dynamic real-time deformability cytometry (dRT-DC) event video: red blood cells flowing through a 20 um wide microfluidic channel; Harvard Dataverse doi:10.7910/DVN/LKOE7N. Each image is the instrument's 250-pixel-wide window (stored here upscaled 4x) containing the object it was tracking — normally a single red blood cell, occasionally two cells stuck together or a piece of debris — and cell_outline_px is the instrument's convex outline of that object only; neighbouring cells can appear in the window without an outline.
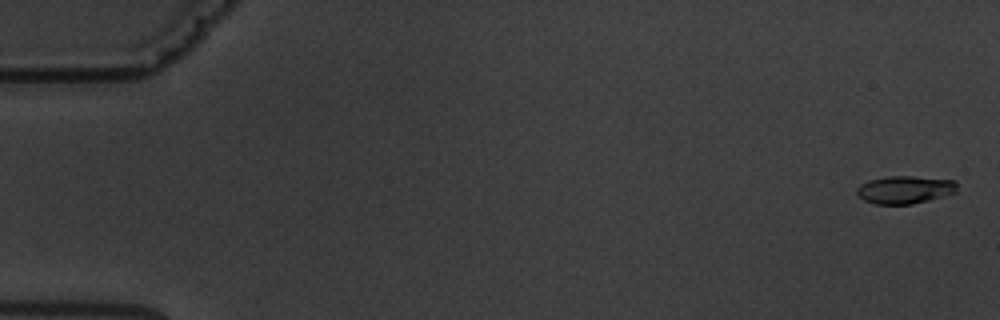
{"species": "common noctule bat (a hibernating species)", "species_latin": "Nyctalus noctula", "temperature_condition": "warm", "stored_images_in_passage": 5, "camera_frame_rate_fps": 3000, "um_per_image_px": 0.085, "animal": {"sex": "male", "body_mass_g": 19.5, "forearm_length_mm": 54.6}, "frame": {"image": 1, "passage_image": 1, "time_ms": 0.0, "image_size_px": [1000, 320], "cell_outline_px": [[956, 192], [928, 200], [912, 204], [876, 204], [864, 200], [856, 192], [856, 188], [860, 184], [868, 180], [888, 176], [912, 176], [952, 180], [956, 184]], "centroid_in_image_um": [76.87, 16.12], "position_along_channel_um": 8.1, "area_um2": 16.07}}
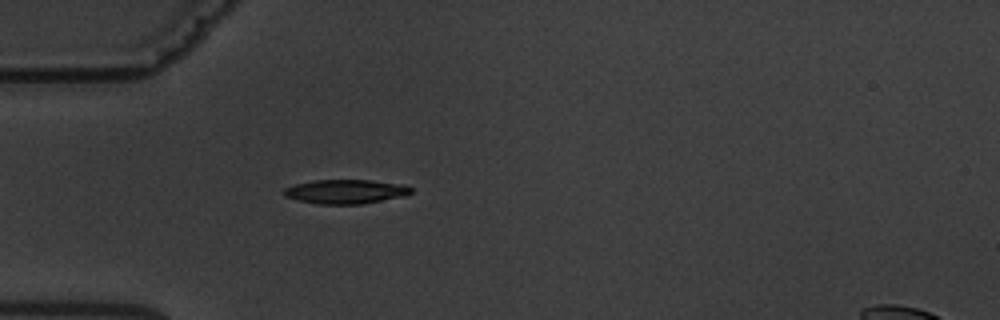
{"frame": {"image": 2, "passage_image": 5, "time_ms": 5.333, "image_size_px": [1000, 320], "cell_outline_px": [[412, 192], [404, 196], [364, 204], [320, 204], [296, 200], [284, 196], [284, 188], [296, 184], [316, 180], [368, 180], [404, 184], [412, 188]], "centroid_in_image_um": [29.4, 16.29], "position_along_channel_um": 55.6, "area_um2": 17.92}}